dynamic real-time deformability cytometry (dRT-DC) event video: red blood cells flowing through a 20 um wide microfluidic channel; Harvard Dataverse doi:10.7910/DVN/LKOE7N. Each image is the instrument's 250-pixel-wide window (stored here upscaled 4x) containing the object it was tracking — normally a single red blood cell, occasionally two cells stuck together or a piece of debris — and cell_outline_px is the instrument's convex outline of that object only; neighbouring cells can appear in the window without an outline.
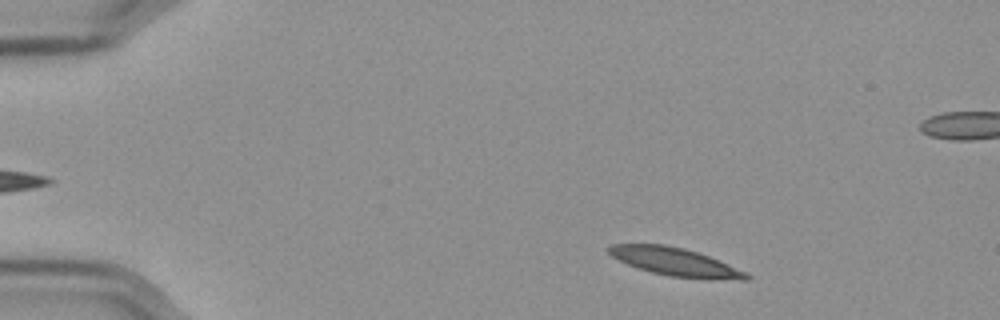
{"species": "Egyptian fruit bat (a non-hibernating species)", "species_latin": "Rousettus aegyptiacus", "temperature_condition": "cold", "stored_images_in_passage": 55, "camera_frame_rate_fps": 3000, "um_per_image_px": 0.085, "frame": {"image": 1, "passage_image": 6, "time_ms": 1.667, "image_size_px": [1000, 320], "cell_outline_px": [[752, 276], [748, 280], [740, 280], [668, 276], [652, 272], [628, 264], [612, 256], [604, 248], [612, 244], [664, 244], [684, 248], [708, 256], [744, 272]], "centroid_in_image_um": [57.33, 22.24], "position_along_channel_um": 27.7, "area_um2": 21.96}}
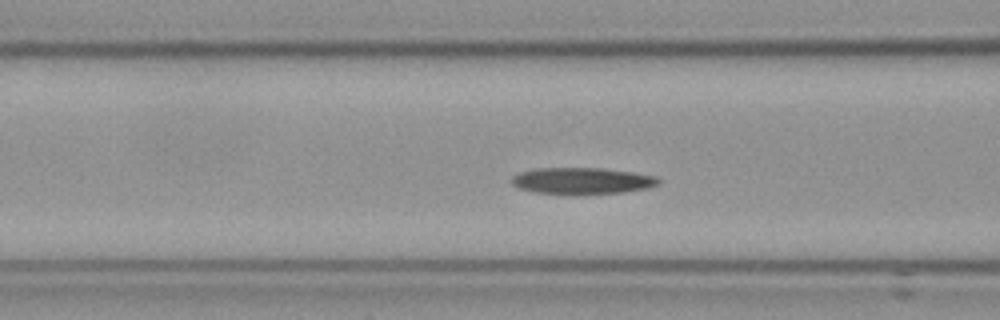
{"frame": {"image": 2, "passage_image": 20, "time_ms": 6.333, "image_size_px": [1000, 320], "cell_outline_px": [[660, 184], [648, 188], [624, 192], [572, 196], [536, 192], [520, 188], [512, 184], [512, 176], [520, 172], [532, 168], [600, 168], [632, 172], [656, 176], [660, 180]], "centroid_in_image_um": [49.48, 15.39], "position_along_channel_um": 117.1, "area_um2": 23.18}}
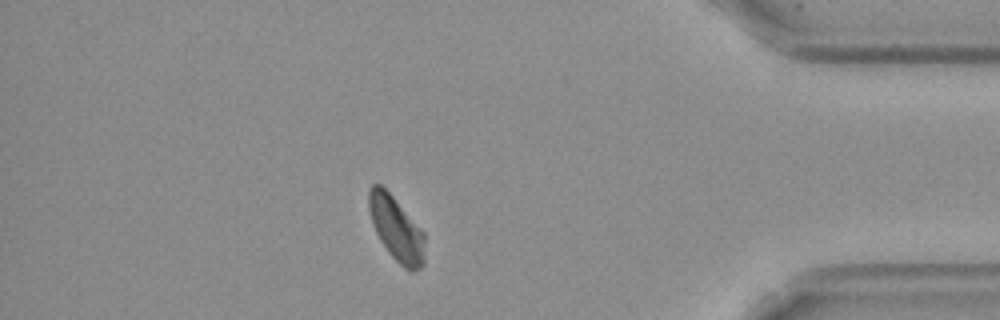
{"frame": {"image": 3, "passage_image": 47, "time_ms": 15.333, "image_size_px": [1000, 320], "cell_outline_px": [[424, 264], [420, 268], [412, 272], [408, 272], [388, 252], [380, 240], [372, 224], [368, 208], [368, 192], [372, 184], [380, 184], [392, 196], [424, 232]], "centroid_in_image_um": [33.68, 19.47], "position_along_channel_um": 401.5, "area_um2": 20.87}, "authors_computed_cell_mechanics": {"area_um2": 22.3686, "velocity_mm_per_s": 3.5397, "shape_relaxation_time_tau1_ms": 6.0704, "shape_relaxation_time_tau2_ms": 7.799, "deformation_change_tau1": 0.1606, "deformation_change_tau2": 0.1387}}